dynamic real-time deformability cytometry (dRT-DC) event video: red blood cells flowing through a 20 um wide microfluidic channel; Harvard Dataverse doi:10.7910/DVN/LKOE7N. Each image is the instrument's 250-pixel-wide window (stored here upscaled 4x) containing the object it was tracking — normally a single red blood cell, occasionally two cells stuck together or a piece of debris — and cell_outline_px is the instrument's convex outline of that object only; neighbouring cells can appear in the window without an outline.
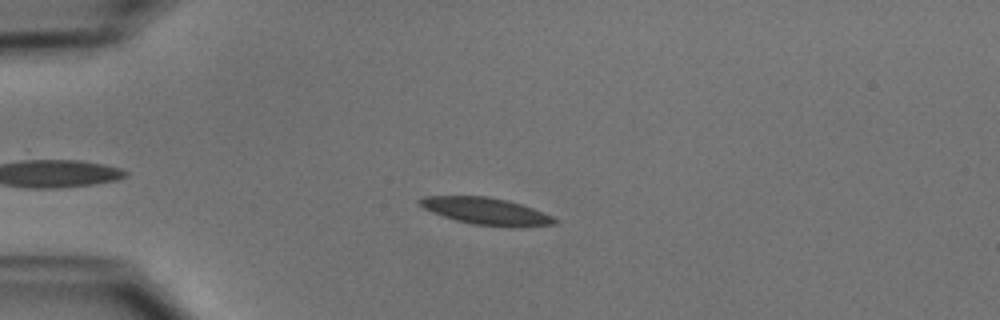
{"species": "common noctule bat (a hibernating species)", "species_latin": "Nyctalus noctula", "temperature_condition": "cold", "stored_images_in_passage": 44, "camera_frame_rate_fps": 3000, "um_per_image_px": 0.085, "animal": {"sex": "male", "body_mass_g": 15.6}, "frame": {"image": 1, "passage_image": 9, "time_ms": 2.667, "image_size_px": [1000, 320], "cell_outline_px": [[560, 220], [556, 224], [516, 228], [508, 228], [472, 224], [456, 220], [432, 212], [424, 208], [416, 200], [424, 196], [488, 196], [508, 200], [544, 212]], "centroid_in_image_um": [41.38, 17.97], "position_along_channel_um": 43.6, "area_um2": 21.5}}
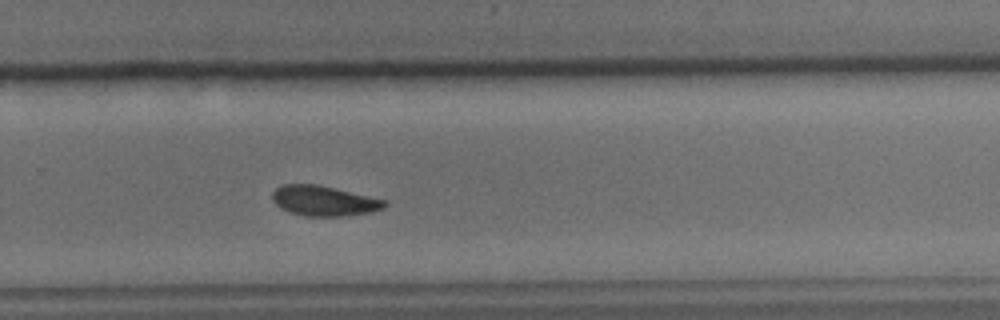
{"frame": {"image": 2, "passage_image": 31, "time_ms": 10.0, "image_size_px": [1000, 320], "cell_outline_px": [[388, 204], [384, 208], [372, 212], [340, 216], [304, 216], [280, 208], [272, 200], [272, 192], [276, 188], [284, 184], [316, 184], [388, 200]], "centroid_in_image_um": [27.55, 17.07], "position_along_channel_um": 302.2, "area_um2": 19.71}}
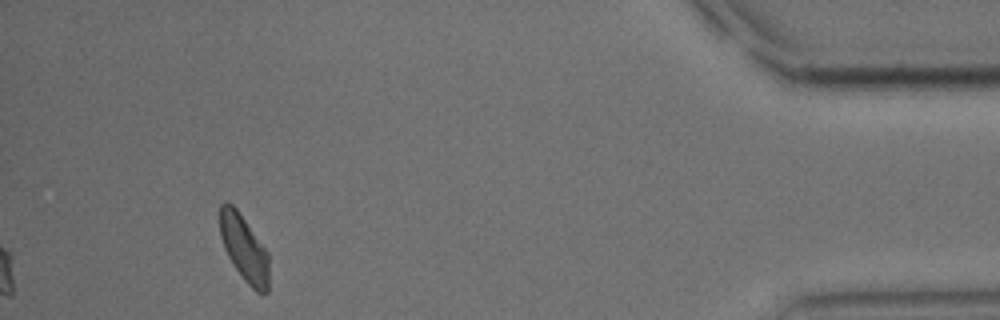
{"frame": {"image": 3, "passage_image": 44, "time_ms": 14.333, "image_size_px": [1000, 320], "cell_outline_px": [[268, 292], [260, 296], [244, 280], [232, 264], [224, 248], [220, 236], [220, 204], [224, 200], [232, 204], [236, 208], [268, 252]], "centroid_in_image_um": [20.74, 21.13], "position_along_channel_um": 414.5, "area_um2": 19.02}, "authors_computed_cell_mechanics": {"area_um2": 20.3456, "velocity_mm_per_s": 3.9003, "shape_relaxation_time_tau1_ms": 4.4617, "shape_relaxation_time_tau2_ms": 9.0991, "deformation_change_tau1": 0.1275, "deformation_change_tau2": 0.1351}}